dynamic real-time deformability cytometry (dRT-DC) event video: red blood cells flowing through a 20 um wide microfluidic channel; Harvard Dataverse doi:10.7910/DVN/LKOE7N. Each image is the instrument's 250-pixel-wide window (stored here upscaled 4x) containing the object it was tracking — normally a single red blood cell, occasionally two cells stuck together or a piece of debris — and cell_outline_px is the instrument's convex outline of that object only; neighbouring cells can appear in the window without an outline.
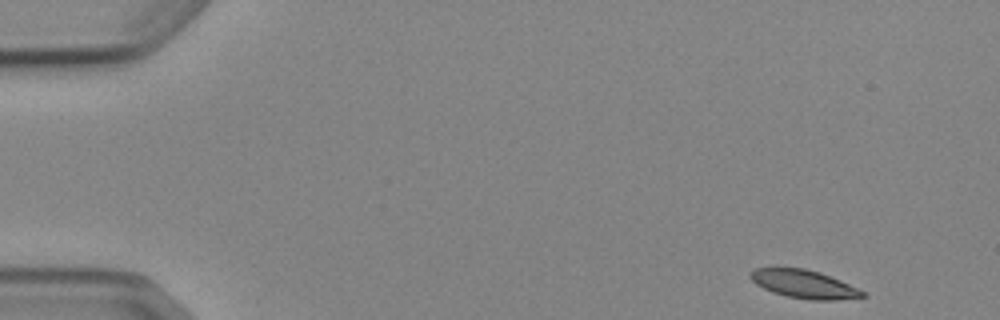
{"species": "Egyptian fruit bat (a non-hibernating species)", "species_latin": "Rousettus aegyptiacus", "temperature_condition": "cold", "stored_images_in_passage": 5, "camera_frame_rate_fps": 3000, "um_per_image_px": 0.085, "animal": {"sex": "female"}, "frame": {"image": 1, "passage_image": 1, "time_ms": 0.0, "image_size_px": [1000, 320], "cell_outline_px": [[868, 296], [832, 300], [812, 300], [788, 296], [772, 292], [756, 284], [748, 276], [756, 268], [804, 268], [820, 272], [840, 280], [864, 292]], "centroid_in_image_um": [68.33, 24.14], "position_along_channel_um": 16.7, "area_um2": 18.15}}
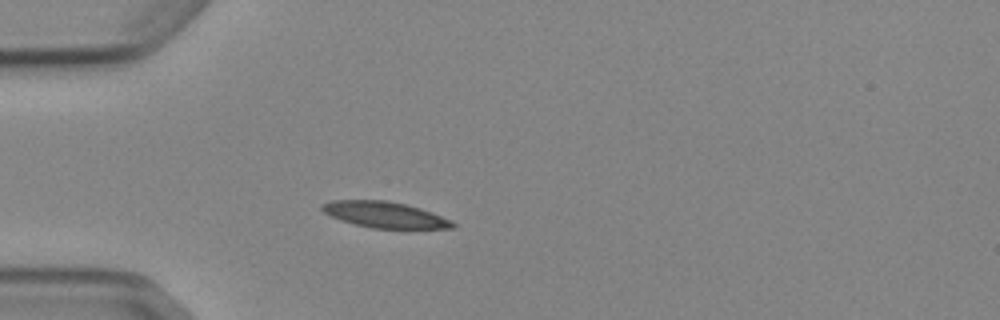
{"frame": {"image": 2, "passage_image": 4, "time_ms": 3.667, "image_size_px": [1000, 320], "cell_outline_px": [[456, 224], [452, 228], [372, 228], [340, 220], [324, 212], [320, 208], [320, 204], [332, 200], [388, 200], [420, 208], [432, 212], [452, 220]], "centroid_in_image_um": [32.69, 18.24], "position_along_channel_um": 52.3, "area_um2": 19.71}}